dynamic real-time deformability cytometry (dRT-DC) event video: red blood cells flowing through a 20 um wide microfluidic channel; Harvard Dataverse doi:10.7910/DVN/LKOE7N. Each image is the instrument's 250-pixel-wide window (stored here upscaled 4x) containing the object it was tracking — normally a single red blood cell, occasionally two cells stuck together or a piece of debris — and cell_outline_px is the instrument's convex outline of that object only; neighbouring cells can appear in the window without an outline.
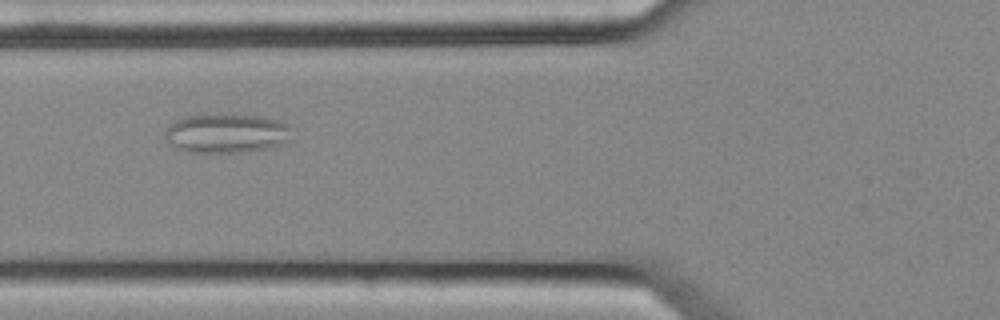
{"species": "common noctule bat (a hibernating species)", "species_latin": "Nyctalus noctula", "temperature_condition": "cold", "stored_images_in_passage": 23, "camera_frame_rate_fps": 3000, "um_per_image_px": 0.085, "animal": {"sex": "female", "body_mass_g": 25.1}, "frame": {"image": 1, "passage_image": 10, "time_ms": 3.0, "image_size_px": [1000, 320], "cell_outline_px": [[296, 128], [292, 140], [280, 144], [248, 152], [184, 152], [176, 148], [164, 136], [164, 132], [168, 124], [184, 116], [264, 116], [280, 120]], "centroid_in_image_um": [19.33, 11.35], "position_along_channel_um": 106.5, "area_um2": 29.07}}